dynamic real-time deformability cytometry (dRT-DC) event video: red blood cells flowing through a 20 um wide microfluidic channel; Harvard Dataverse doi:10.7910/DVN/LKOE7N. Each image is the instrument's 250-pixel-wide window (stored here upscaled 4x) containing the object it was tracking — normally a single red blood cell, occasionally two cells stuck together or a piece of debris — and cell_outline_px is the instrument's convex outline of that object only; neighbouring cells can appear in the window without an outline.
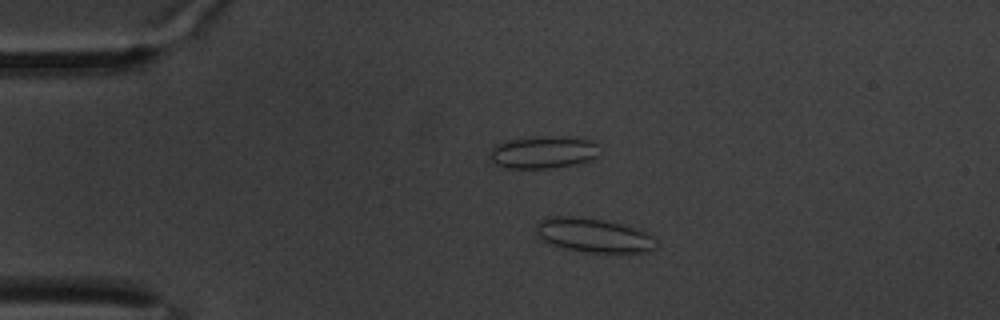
{"species": "common noctule bat (a hibernating species)", "species_latin": "Nyctalus noctula", "temperature_condition": "warm", "stored_images_in_passage": 63, "camera_frame_rate_fps": 3000, "um_per_image_px": 0.085, "animal": {"sex": "male", "body_mass_g": 20.1, "forearm_length_mm": 53.5}, "frame": {"image": 1, "passage_image": 14, "time_ms": 4.333, "image_size_px": [1000, 320], "cell_outline_px": [[656, 248], [644, 252], [584, 252], [552, 244], [540, 240], [536, 232], [536, 224], [540, 220], [552, 216], [572, 216], [604, 220], [624, 224], [644, 232], [652, 236]], "centroid_in_image_um": [50.41, 19.99], "position_along_channel_um": 34.6, "area_um2": 23.58}}
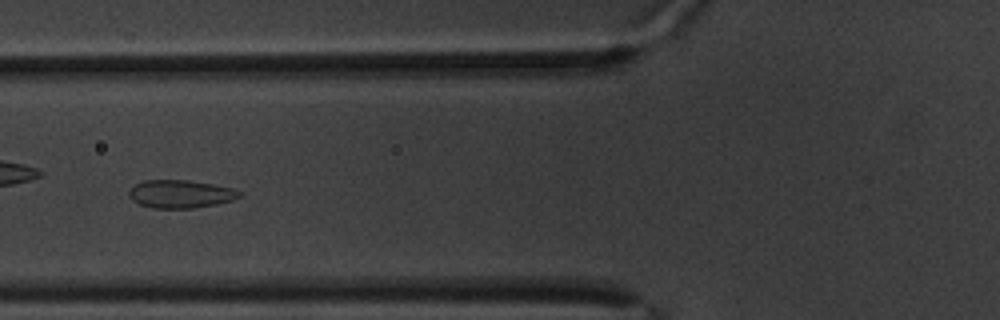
{"frame": {"image": 2, "passage_image": 25, "time_ms": 8.0, "image_size_px": [1000, 320], "cell_outline_px": [[240, 196], [232, 200], [216, 204], [192, 208], [152, 208], [140, 204], [132, 200], [128, 196], [128, 192], [136, 184], [144, 180], [188, 180], [212, 184], [232, 188], [240, 192]], "centroid_in_image_um": [15.31, 16.49], "position_along_channel_um": 110.5, "area_um2": 17.86}}
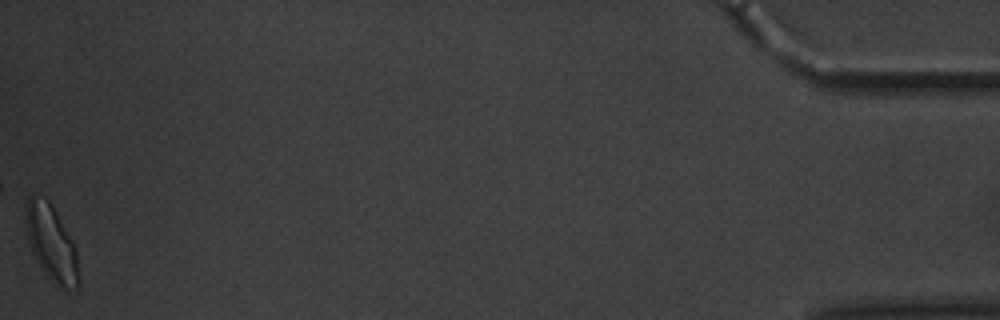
{"frame": {"image": 3, "passage_image": 63, "time_ms": 20.667, "image_size_px": [1000, 320], "cell_outline_px": [[80, 280], [76, 288], [64, 292], [44, 272], [36, 260], [32, 252], [28, 240], [28, 196], [32, 196], [48, 200], [52, 204], [72, 240], [76, 248]], "centroid_in_image_um": [4.44, 20.77], "position_along_channel_um": 430.8, "area_um2": 22.83}, "authors_computed_cell_mechanics": {"area_um2": 18.0914, "velocity_mm_per_s": 3.2553, "shape_relaxation_time_tau1_ms": 2.7316, "shape_relaxation_time_tau2_ms": null, "deformation_change_tau1": 0.0969, "deformation_change_tau2": null}}